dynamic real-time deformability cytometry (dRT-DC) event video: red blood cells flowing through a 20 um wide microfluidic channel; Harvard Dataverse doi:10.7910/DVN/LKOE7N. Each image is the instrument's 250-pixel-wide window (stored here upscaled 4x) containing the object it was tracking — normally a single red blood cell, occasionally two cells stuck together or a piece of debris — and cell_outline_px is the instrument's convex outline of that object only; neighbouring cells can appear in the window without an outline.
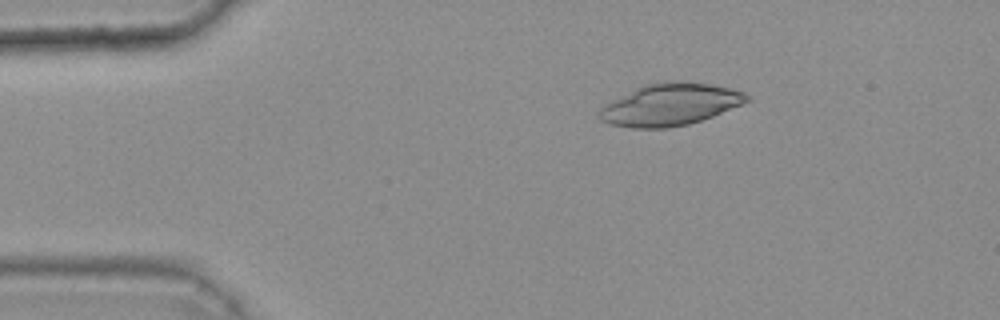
{"species": "common noctule bat (a hibernating species)", "species_latin": "Nyctalus noctula", "temperature_condition": "warm", "stored_images_in_passage": 39, "camera_frame_rate_fps": 3000, "um_per_image_px": 0.085, "animal": {"sex": "female", "body_mass_g": 25.1}, "frame": {"image": 1, "passage_image": 1, "time_ms": 0.0, "image_size_px": [1000, 320], "cell_outline_px": [[752, 100], [712, 116], [688, 124], [668, 128], [628, 128], [608, 124], [600, 120], [596, 112], [604, 104], [644, 84], [664, 80], [680, 80], [708, 84], [728, 88], [744, 92]], "centroid_in_image_um": [56.9, 8.88], "position_along_channel_um": 28.1, "area_um2": 36.36}}
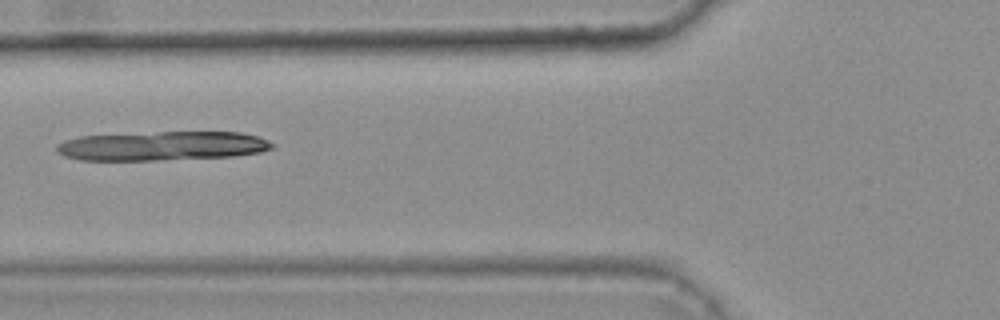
{"frame": {"image": 2, "passage_image": 12, "time_ms": 3.667, "image_size_px": [1000, 320], "cell_outline_px": [[276, 144], [272, 148], [260, 152], [232, 156], [156, 160], [80, 160], [64, 156], [56, 152], [56, 144], [64, 140], [80, 136], [160, 132], [240, 132], [256, 136], [268, 140]], "centroid_in_image_um": [13.76, 12.4], "position_along_channel_um": 112.0, "area_um2": 36.59}}
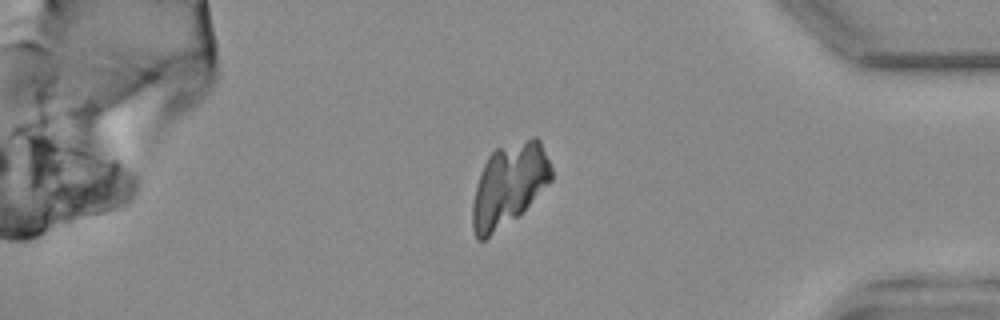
{"frame": {"image": 3, "passage_image": 36, "time_ms": 11.667, "image_size_px": [1000, 320], "cell_outline_px": [[552, 180], [516, 216], [484, 240], [476, 240], [472, 228], [472, 204], [476, 184], [480, 172], [488, 156], [496, 148], [532, 136], [536, 136], [540, 140], [552, 168]], "centroid_in_image_um": [43.24, 15.67], "position_along_channel_um": 392.0, "area_um2": 37.63}}